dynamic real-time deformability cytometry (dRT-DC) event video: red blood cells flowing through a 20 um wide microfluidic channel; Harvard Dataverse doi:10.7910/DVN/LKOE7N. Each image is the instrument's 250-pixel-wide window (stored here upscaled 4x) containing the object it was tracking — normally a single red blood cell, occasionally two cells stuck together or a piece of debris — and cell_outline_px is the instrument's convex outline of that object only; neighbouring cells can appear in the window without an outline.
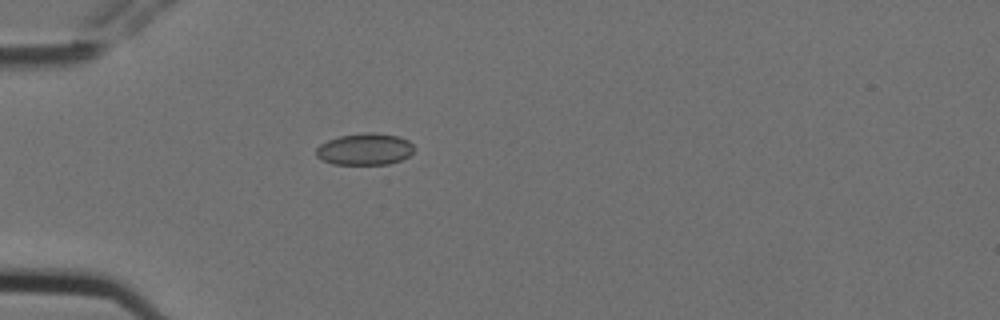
{"species": "Egyptian fruit bat (a non-hibernating species)", "species_latin": "Rousettus aegyptiacus", "temperature_condition": "cold", "stored_images_in_passage": 5, "camera_frame_rate_fps": 3000, "um_per_image_px": 0.085, "animal": {"sex": "female"}, "frame": {"image": 1, "passage_image": 5, "time_ms": 1.333, "image_size_px": [1000, 320], "cell_outline_px": [[416, 148], [408, 156], [400, 160], [388, 164], [332, 164], [316, 156], [316, 148], [320, 144], [328, 140], [340, 136], [368, 132], [372, 132], [400, 136], [408, 140]], "centroid_in_image_um": [31.03, 12.67], "position_along_channel_um": 54.0, "area_um2": 18.09}}